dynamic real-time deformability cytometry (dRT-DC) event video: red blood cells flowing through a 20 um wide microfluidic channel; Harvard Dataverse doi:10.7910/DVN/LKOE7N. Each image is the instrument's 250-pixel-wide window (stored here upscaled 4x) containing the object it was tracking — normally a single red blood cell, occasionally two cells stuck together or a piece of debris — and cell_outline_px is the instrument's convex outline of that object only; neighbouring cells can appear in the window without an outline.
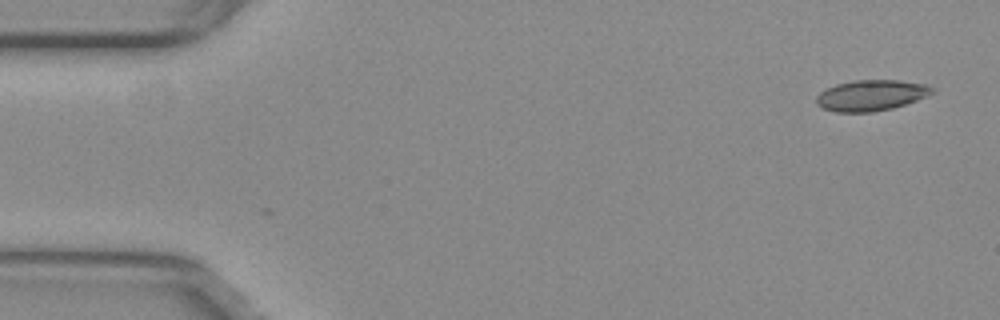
{"species": "common noctule bat (a hibernating species)", "species_latin": "Nyctalus noctula", "temperature_condition": "warm", "stored_images_in_passage": 2, "camera_frame_rate_fps": 3000, "um_per_image_px": 0.085, "animal": {"sex": "female", "body_mass_g": 29.2, "forearm_length_mm": 56.3}, "frame": {"image": 1, "passage_image": 2, "time_ms": 0.333, "image_size_px": [1000, 320], "cell_outline_px": [[936, 92], [916, 100], [892, 108], [872, 112], [836, 112], [824, 108], [816, 104], [816, 96], [820, 92], [836, 84], [856, 80], [900, 80], [928, 84], [936, 88]], "centroid_in_image_um": [74.09, 8.09], "position_along_channel_um": 10.9, "area_um2": 20.87}}